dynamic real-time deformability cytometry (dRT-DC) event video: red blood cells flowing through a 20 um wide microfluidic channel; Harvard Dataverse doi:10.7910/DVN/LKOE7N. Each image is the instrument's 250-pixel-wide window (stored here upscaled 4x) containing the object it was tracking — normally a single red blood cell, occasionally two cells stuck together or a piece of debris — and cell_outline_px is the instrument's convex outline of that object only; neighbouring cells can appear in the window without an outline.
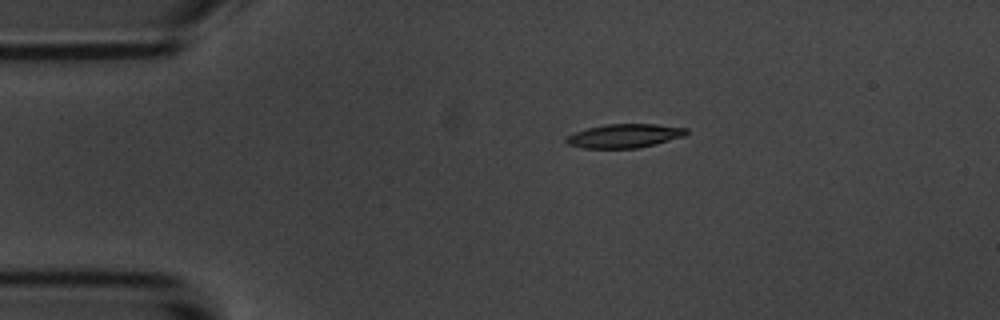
{"species": "common noctule bat (a hibernating species)", "species_latin": "Nyctalus noctula", "temperature_condition": "room temperature", "stored_images_in_passage": 2, "camera_frame_rate_fps": 3000, "um_per_image_px": 0.085, "animal": {"sex": "male", "body_mass_g": 20.1, "forearm_length_mm": 53.5}, "frame": {"image": 1, "passage_image": 2, "time_ms": 2.0, "image_size_px": [1000, 320], "cell_outline_px": [[688, 132], [684, 136], [656, 144], [636, 148], [584, 148], [568, 144], [564, 140], [568, 136], [576, 132], [588, 128], [604, 124], [656, 124], [688, 128]], "centroid_in_image_um": [53.1, 11.54], "position_along_channel_um": 31.9, "area_um2": 16.59}}